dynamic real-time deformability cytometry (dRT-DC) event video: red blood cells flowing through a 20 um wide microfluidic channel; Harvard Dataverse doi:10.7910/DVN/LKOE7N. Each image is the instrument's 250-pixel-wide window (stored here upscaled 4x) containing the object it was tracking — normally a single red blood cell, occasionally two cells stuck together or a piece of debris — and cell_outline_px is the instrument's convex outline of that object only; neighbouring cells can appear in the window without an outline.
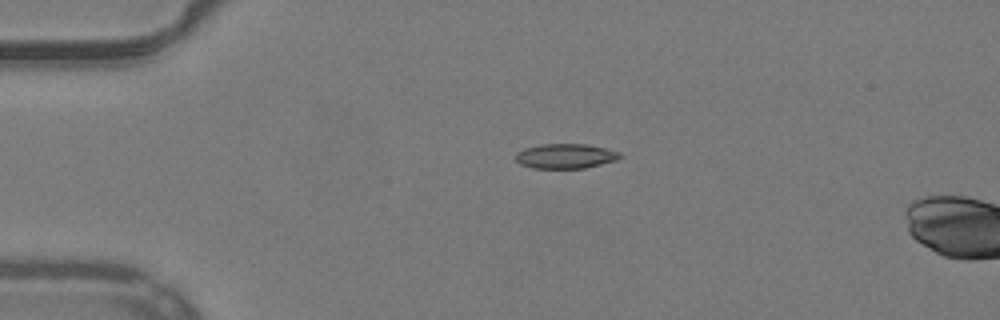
{"species": "common noctule bat (a hibernating species)", "species_latin": "Nyctalus noctula", "temperature_condition": "warm", "stored_images_in_passage": 41, "camera_frame_rate_fps": 3000, "um_per_image_px": 0.085, "animal": {"sex": "male", "body_mass_g": 19.2, "forearm_length_mm": 51.8}, "frame": {"image": 1, "passage_image": 1, "time_ms": 0.0, "image_size_px": [1000, 320], "cell_outline_px": [[624, 156], [616, 160], [584, 168], [532, 168], [520, 164], [516, 160], [516, 152], [524, 148], [540, 144], [584, 144], [604, 148], [620, 152]], "centroid_in_image_um": [48.05, 13.26], "position_along_channel_um": 36.9, "area_um2": 15.03}}
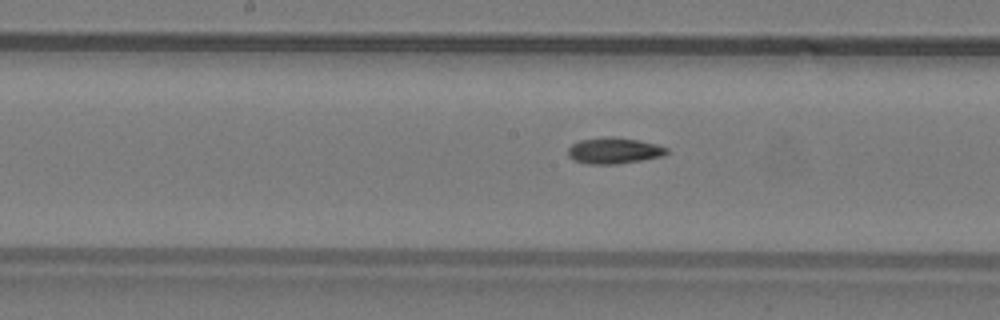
{"frame": {"image": 2, "passage_image": 16, "time_ms": 5.0, "image_size_px": [1000, 320], "cell_outline_px": [[668, 152], [664, 156], [616, 164], [588, 164], [572, 160], [568, 156], [568, 148], [572, 144], [580, 140], [604, 136], [612, 136], [636, 140], [656, 144], [668, 148]], "centroid_in_image_um": [52.16, 12.8], "position_along_channel_um": 196.0, "area_um2": 15.09}}
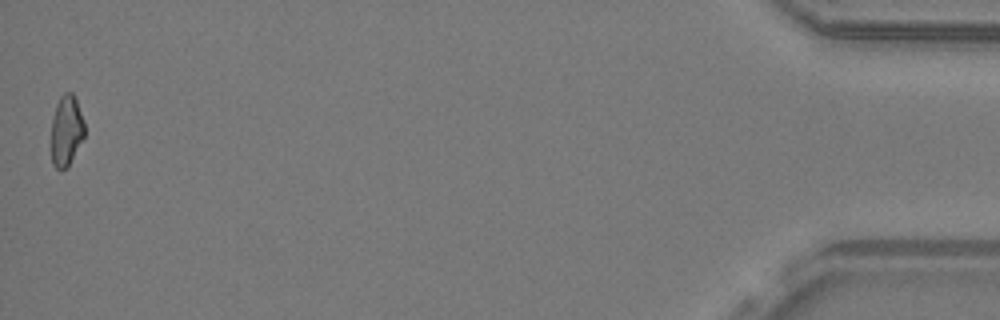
{"frame": {"image": 3, "passage_image": 41, "time_ms": 13.333, "image_size_px": [1000, 320], "cell_outline_px": [[84, 136], [68, 168], [56, 168], [52, 164], [52, 120], [56, 104], [60, 96], [64, 92], [72, 92], [76, 96], [84, 120]], "centroid_in_image_um": [5.66, 11.06], "position_along_channel_um": 429.5, "area_um2": 13.81}, "authors_computed_cell_mechanics": {"area_um2": 14.6812, "velocity_mm_per_s": 3.9654, "shape_relaxation_time_tau1_ms": 8.7105, "shape_relaxation_time_tau2_ms": 9.0971, "deformation_change_tau1": 0.2018, "deformation_change_tau2": 0.1755}}